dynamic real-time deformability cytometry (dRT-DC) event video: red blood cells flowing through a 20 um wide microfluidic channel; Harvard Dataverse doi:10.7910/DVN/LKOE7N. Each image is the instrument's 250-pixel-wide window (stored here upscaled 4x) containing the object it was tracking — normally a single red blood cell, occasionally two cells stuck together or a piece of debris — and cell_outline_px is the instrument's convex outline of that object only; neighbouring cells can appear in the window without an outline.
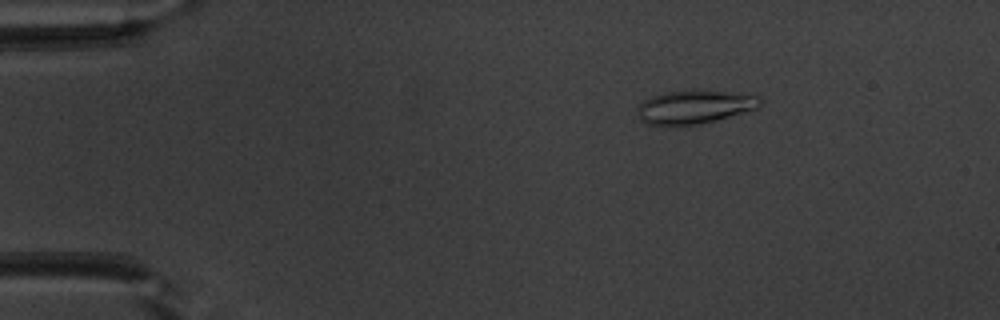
{"species": "common noctule bat (a hibernating species)", "species_latin": "Nyctalus noctula", "temperature_condition": "warm", "stored_images_in_passage": 52, "camera_frame_rate_fps": 3000, "um_per_image_px": 0.085, "animal": {"sex": "male", "body_mass_g": 20.1, "forearm_length_mm": 53.5}, "frame": {"image": 1, "passage_image": 9, "time_ms": 2.667, "image_size_px": [1000, 320], "cell_outline_px": [[764, 100], [756, 108], [716, 120], [696, 124], [648, 124], [640, 120], [640, 104], [644, 100], [652, 96], [664, 92], [688, 88], [692, 88], [760, 96]], "centroid_in_image_um": [59.06, 9.04], "position_along_channel_um": 25.9, "area_um2": 23.7}}
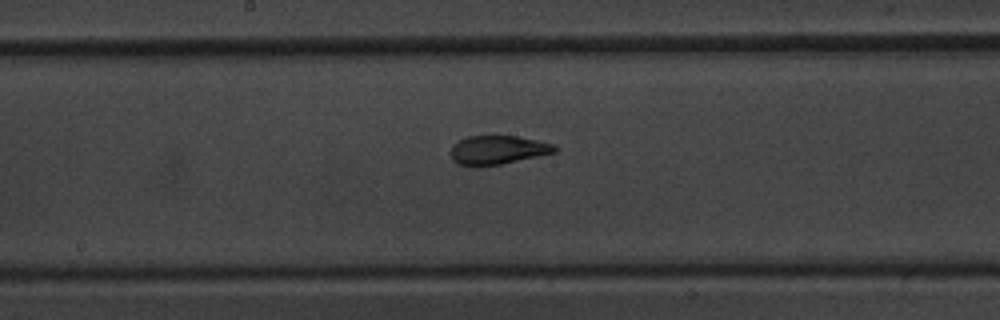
{"frame": {"image": 2, "passage_image": 28, "time_ms": 9.0, "image_size_px": [1000, 320], "cell_outline_px": [[560, 148], [556, 152], [500, 164], [476, 168], [456, 164], [452, 160], [448, 152], [452, 144], [468, 136], [516, 136], [536, 140], [552, 144]], "centroid_in_image_um": [42.22, 12.77], "position_along_channel_um": 206.0, "area_um2": 17.8}}
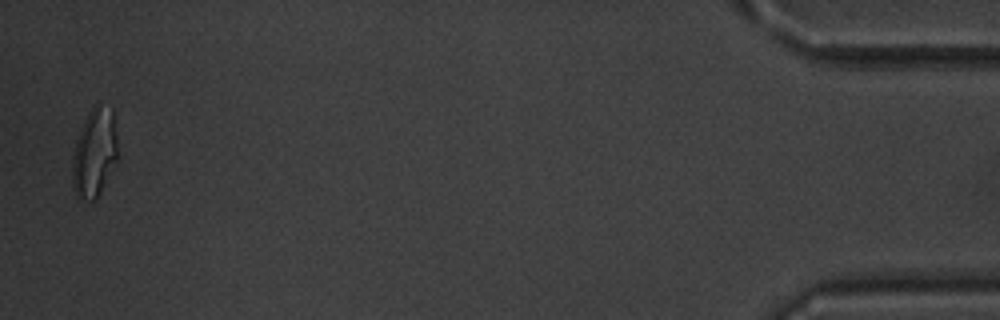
{"frame": {"image": 3, "passage_image": 51, "time_ms": 16.667, "image_size_px": [1000, 320], "cell_outline_px": [[120, 156], [116, 164], [96, 200], [84, 200], [76, 196], [72, 184], [72, 156], [76, 140], [84, 120], [88, 112], [96, 104], [100, 104], [112, 108]], "centroid_in_image_um": [8.05, 13.0], "position_along_channel_um": 427.1, "area_um2": 23.99}, "authors_computed_cell_mechanics": {"area_um2": 19.2763, "velocity_mm_per_s": 3.9879, "shape_relaxation_time_tau1_ms": 4.1393, "shape_relaxation_time_tau2_ms": 1.0221, "deformation_change_tau1": 0.1802, "deformation_change_tau2": 0.0546}}